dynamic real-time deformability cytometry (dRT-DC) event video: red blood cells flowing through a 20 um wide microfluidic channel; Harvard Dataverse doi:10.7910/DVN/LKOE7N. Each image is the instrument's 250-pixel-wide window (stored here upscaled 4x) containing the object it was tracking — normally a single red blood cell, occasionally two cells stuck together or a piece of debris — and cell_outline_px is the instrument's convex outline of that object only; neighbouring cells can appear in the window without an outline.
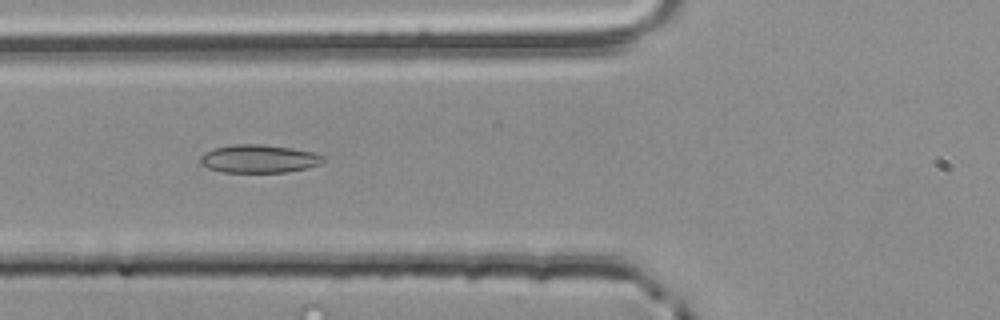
{"species": "common noctule bat (a hibernating species)", "species_latin": "Nyctalus noctula", "temperature_condition": "room temperature", "stored_images_in_passage": 15, "camera_frame_rate_fps": 3000, "um_per_image_px": 0.085, "animal": {"sex": "male", "body_mass_g": 20.4}, "frame": {"image": 1, "passage_image": 11, "time_ms": 3.333, "image_size_px": [1000, 320], "cell_outline_px": [[324, 160], [320, 164], [308, 168], [288, 172], [220, 172], [208, 168], [200, 164], [200, 156], [204, 152], [212, 148], [236, 144], [260, 144], [288, 148], [312, 152], [324, 156]], "centroid_in_image_um": [21.96, 13.5], "position_along_channel_um": 103.8, "area_um2": 20.17}}
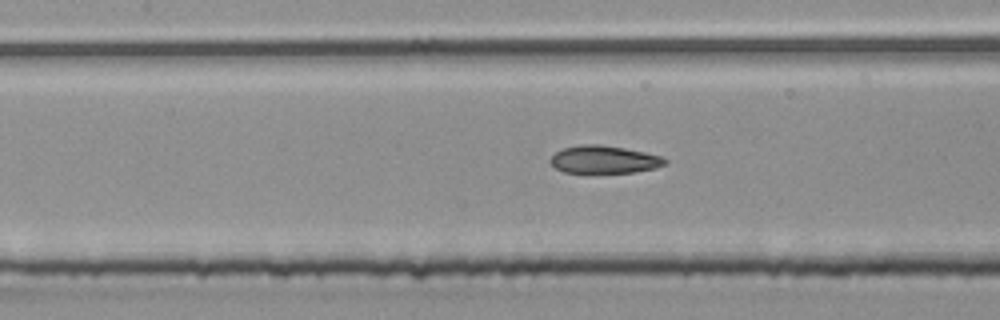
{"frame": {"image": 2, "passage_image": 15, "time_ms": 4.667, "image_size_px": [1000, 320], "cell_outline_px": [[668, 164], [656, 168], [636, 172], [584, 176], [564, 172], [556, 168], [548, 160], [556, 152], [564, 148], [580, 144], [600, 144], [624, 148], [644, 152], [660, 156], [668, 160]], "centroid_in_image_um": [51.33, 13.62], "position_along_channel_um": 156.1, "area_um2": 19.48}}